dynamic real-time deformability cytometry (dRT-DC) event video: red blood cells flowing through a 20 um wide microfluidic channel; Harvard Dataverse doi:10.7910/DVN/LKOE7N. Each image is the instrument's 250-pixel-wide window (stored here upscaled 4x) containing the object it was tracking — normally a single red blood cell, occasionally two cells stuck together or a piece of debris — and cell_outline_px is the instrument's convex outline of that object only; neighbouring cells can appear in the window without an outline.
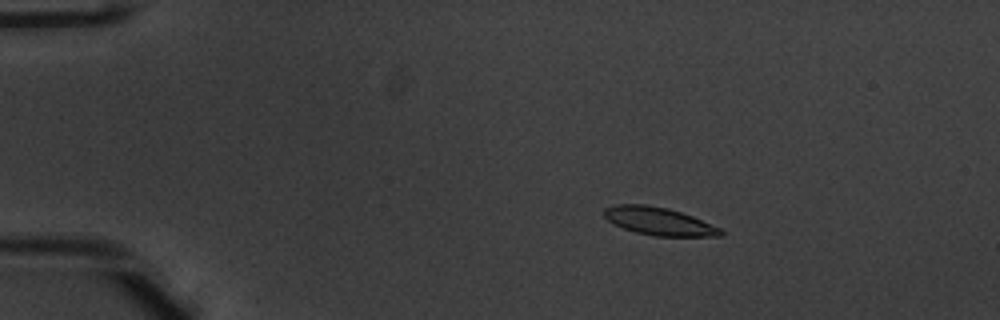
{"species": "common noctule bat (a hibernating species)", "species_latin": "Nyctalus noctula", "temperature_condition": "warm", "stored_images_in_passage": 52, "camera_frame_rate_fps": 3000, "um_per_image_px": 0.085, "animal": {"sex": "male", "body_mass_g": 20.1, "forearm_length_mm": 53.5}, "frame": {"image": 1, "passage_image": 9, "time_ms": 2.667, "image_size_px": [1000, 320], "cell_outline_px": [[724, 236], [652, 236], [636, 232], [612, 224], [604, 216], [604, 208], [616, 204], [644, 204], [668, 208], [692, 216], [720, 228], [724, 232]], "centroid_in_image_um": [55.99, 18.81], "position_along_channel_um": 29.0, "area_um2": 18.9}}
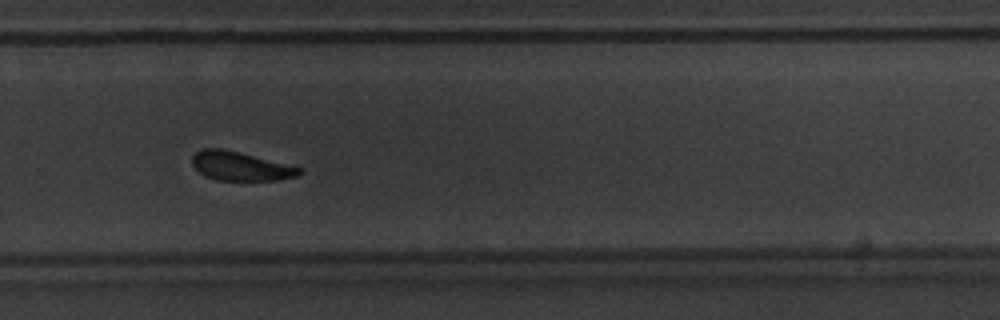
{"frame": {"image": 2, "passage_image": 36, "time_ms": 11.667, "image_size_px": [1000, 320], "cell_outline_px": [[304, 172], [296, 176], [276, 180], [216, 180], [204, 176], [192, 164], [192, 156], [200, 148], [224, 148], [304, 168]], "centroid_in_image_um": [20.44, 14.11], "position_along_channel_um": 309.4, "area_um2": 18.21}}
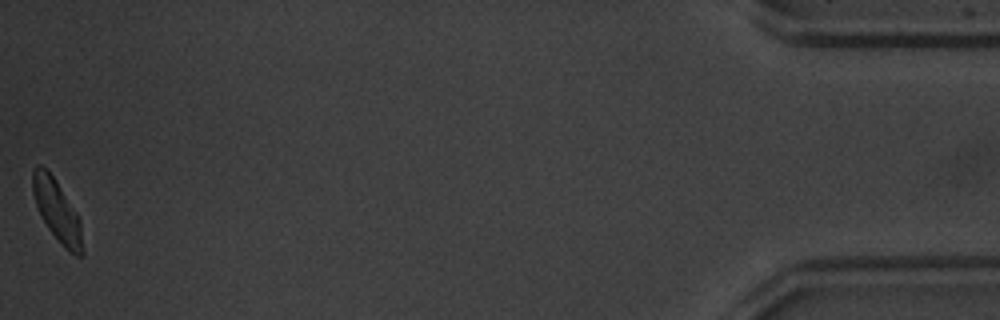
{"frame": {"image": 3, "passage_image": 52, "time_ms": 17.0, "image_size_px": [1000, 320], "cell_outline_px": [[84, 252], [80, 256], [76, 256], [68, 252], [64, 248], [48, 228], [36, 204], [32, 192], [32, 172], [36, 164], [40, 164], [52, 176], [76, 212], [80, 220]], "centroid_in_image_um": [4.86, 17.95], "position_along_channel_um": 430.3, "area_um2": 17.57}, "authors_computed_cell_mechanics": {"area_um2": 18.9295, "velocity_mm_per_s": 3.903, "shape_relaxation_time_tau1_ms": 2.6988, "shape_relaxation_time_tau2_ms": 3.9137, "deformation_change_tau1": 0.113, "deformation_change_tau2": 0.1023}}